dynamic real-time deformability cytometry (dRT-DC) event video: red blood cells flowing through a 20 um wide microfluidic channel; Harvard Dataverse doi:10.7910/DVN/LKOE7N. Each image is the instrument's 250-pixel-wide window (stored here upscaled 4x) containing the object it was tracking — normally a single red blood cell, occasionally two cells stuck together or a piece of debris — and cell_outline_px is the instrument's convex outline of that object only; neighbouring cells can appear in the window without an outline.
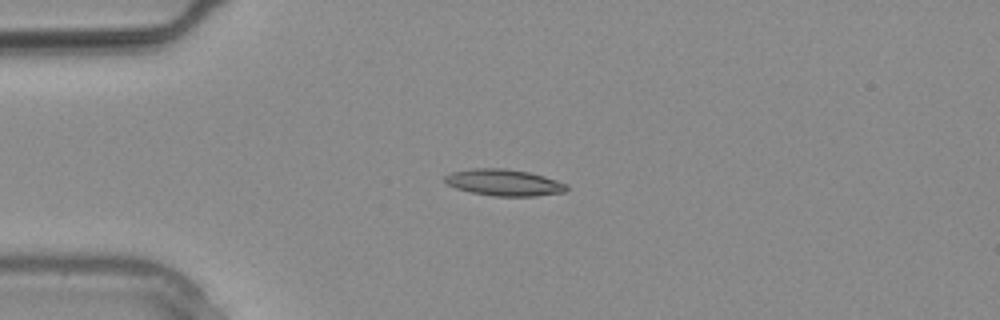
{"species": "common noctule bat (a hibernating species)", "species_latin": "Nyctalus noctula", "temperature_condition": "warm", "stored_images_in_passage": 2, "camera_frame_rate_fps": 3000, "um_per_image_px": 0.085, "animal": {"sex": "male", "body_mass_g": 20.4}, "frame": {"image": 1, "passage_image": 2, "time_ms": 0.333, "image_size_px": [1000, 320], "cell_outline_px": [[568, 188], [564, 192], [536, 196], [492, 196], [472, 192], [456, 188], [448, 184], [444, 180], [444, 176], [452, 172], [472, 168], [504, 168], [528, 172], [544, 176], [568, 184]], "centroid_in_image_um": [42.85, 15.51], "position_along_channel_um": 42.2, "area_um2": 18.79}}